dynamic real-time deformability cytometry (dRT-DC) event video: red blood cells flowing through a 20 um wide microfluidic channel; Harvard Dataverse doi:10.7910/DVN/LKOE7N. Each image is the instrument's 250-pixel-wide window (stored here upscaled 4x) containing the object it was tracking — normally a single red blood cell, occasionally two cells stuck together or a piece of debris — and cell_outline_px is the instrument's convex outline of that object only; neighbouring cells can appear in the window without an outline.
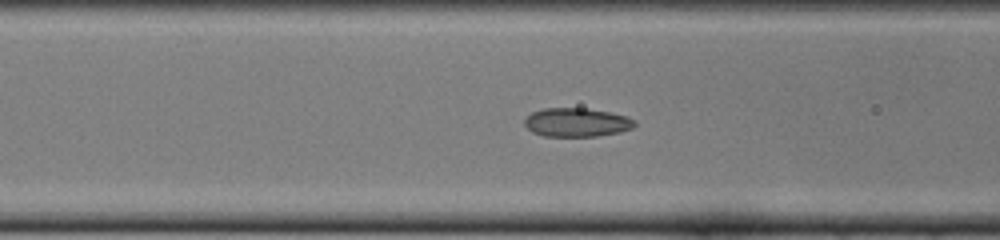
{"species": "common noctule bat (a hibernating species)", "species_latin": "Nyctalus noctula", "temperature_condition": "cold", "stored_images_in_passage": 51, "camera_frame_rate_fps": 3000, "um_per_image_px": 0.085, "animal": {"sex": "female", "body_mass_g": 22.0, "forearm_length_mm": 56.7}, "frame": {"image": 1, "passage_image": 19, "time_ms": 6.0, "image_size_px": [1000, 240], "cell_outline_px": [[636, 124], [632, 128], [620, 132], [596, 136], [544, 136], [532, 132], [524, 124], [524, 120], [532, 112], [544, 108], [584, 108], [608, 112], [628, 116]], "centroid_in_image_um": [49.0, 10.4], "position_along_channel_um": 117.6, "area_um2": 18.32}}
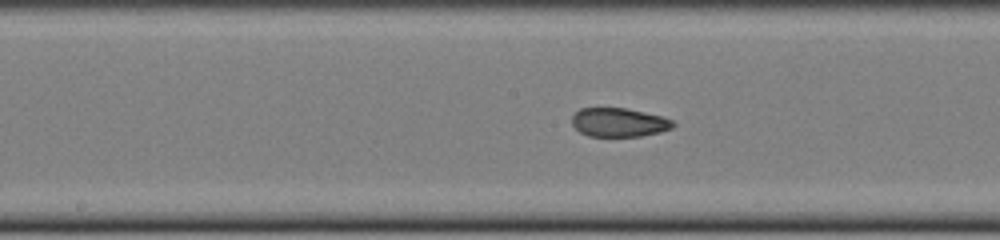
{"frame": {"image": 2, "passage_image": 25, "time_ms": 8.0, "image_size_px": [1000, 240], "cell_outline_px": [[676, 124], [672, 128], [660, 132], [640, 136], [588, 136], [580, 132], [572, 124], [572, 116], [580, 108], [628, 108], [660, 116], [672, 120]], "centroid_in_image_um": [52.6, 10.4], "position_along_channel_um": 195.6, "area_um2": 16.94}}
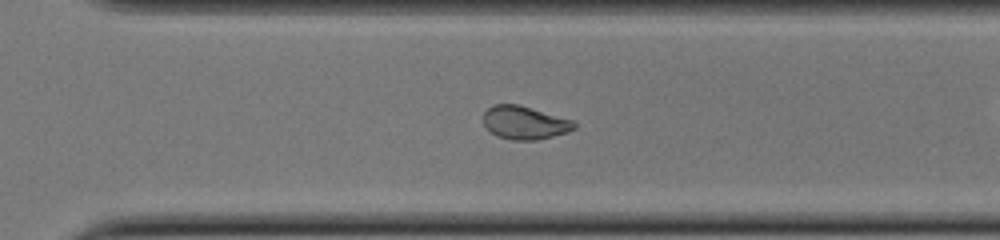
{"frame": {"image": 3, "passage_image": 35, "time_ms": 11.333, "image_size_px": [1000, 240], "cell_outline_px": [[576, 128], [568, 132], [536, 140], [512, 140], [496, 136], [484, 124], [484, 112], [492, 104], [516, 104], [572, 120], [576, 124]], "centroid_in_image_um": [44.58, 10.43], "position_along_channel_um": 326.0, "area_um2": 17.34}, "authors_computed_cell_mechanics": {"area_um2": 18.5538, "velocity_mm_per_s": 3.9093, "shape_relaxation_time_tau1_ms": null, "shape_relaxation_time_tau2_ms": 1.3348, "deformation_change_tau1": null, "deformation_change_tau2": 0.0652}}